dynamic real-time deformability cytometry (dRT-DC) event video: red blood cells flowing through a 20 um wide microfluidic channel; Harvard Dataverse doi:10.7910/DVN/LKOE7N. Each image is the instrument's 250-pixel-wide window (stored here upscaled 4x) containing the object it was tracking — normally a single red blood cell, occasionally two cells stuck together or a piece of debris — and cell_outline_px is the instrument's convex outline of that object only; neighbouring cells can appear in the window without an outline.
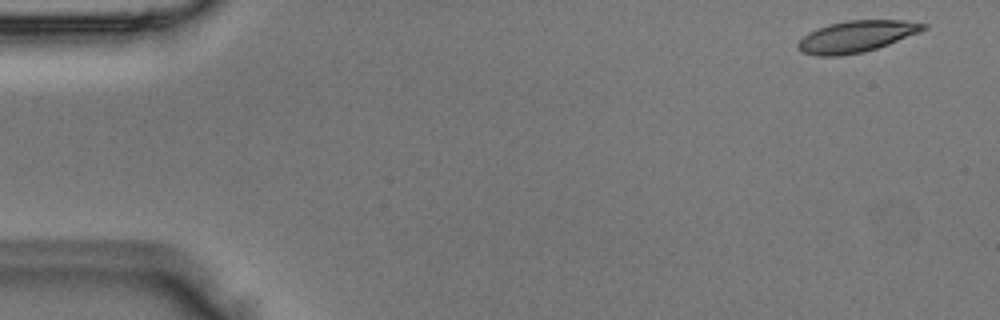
{"species": "Egyptian fruit bat (a non-hibernating species)", "species_latin": "Rousettus aegyptiacus", "temperature_condition": "room temperature", "stored_images_in_passage": 5, "camera_frame_rate_fps": 3000, "um_per_image_px": 0.085, "animal": {"sex": "male"}, "frame": {"image": 1, "passage_image": 1, "time_ms": 0.0, "image_size_px": [1000, 320], "cell_outline_px": [[928, 28], [920, 32], [888, 44], [864, 52], [840, 56], [816, 56], [800, 52], [796, 48], [796, 44], [808, 32], [828, 24], [848, 20], [904, 20], [928, 24]], "centroid_in_image_um": [72.77, 3.1], "position_along_channel_um": 12.2, "area_um2": 23.18}}
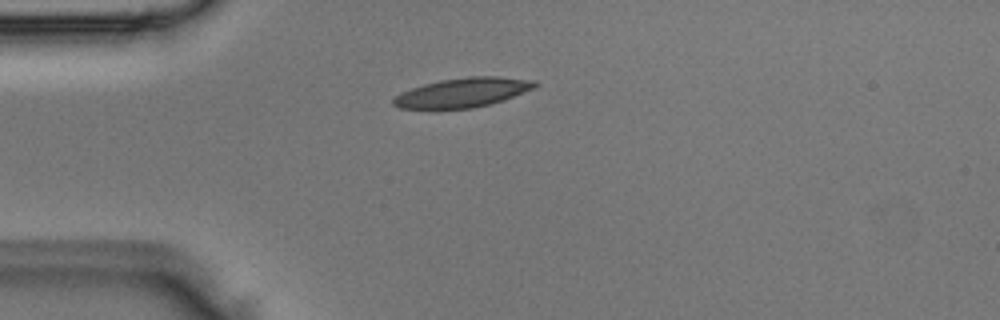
{"frame": {"image": 2, "passage_image": 3, "time_ms": 0.667, "image_size_px": [1000, 320], "cell_outline_px": [[540, 84], [536, 88], [504, 100], [472, 108], [400, 108], [392, 104], [392, 100], [396, 96], [412, 88], [424, 84], [440, 80], [468, 76], [496, 76], [536, 80]], "centroid_in_image_um": [39.41, 7.85], "position_along_channel_um": 45.6, "area_um2": 24.1}}
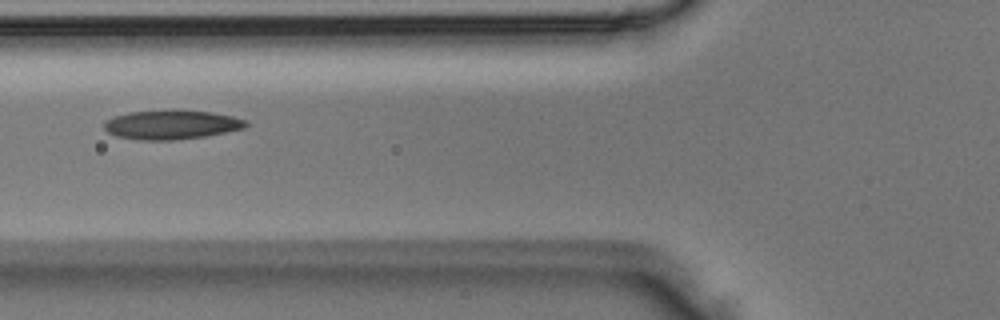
{"frame": {"image": 3, "passage_image": 5, "time_ms": 1.333, "image_size_px": [1000, 320], "cell_outline_px": [[248, 124], [244, 128], [204, 136], [172, 140], [140, 140], [116, 136], [108, 132], [104, 128], [104, 124], [112, 116], [128, 112], [172, 108], [212, 112], [232, 116], [248, 120]], "centroid_in_image_um": [14.56, 10.57], "position_along_channel_um": 111.2, "area_um2": 24.51}}